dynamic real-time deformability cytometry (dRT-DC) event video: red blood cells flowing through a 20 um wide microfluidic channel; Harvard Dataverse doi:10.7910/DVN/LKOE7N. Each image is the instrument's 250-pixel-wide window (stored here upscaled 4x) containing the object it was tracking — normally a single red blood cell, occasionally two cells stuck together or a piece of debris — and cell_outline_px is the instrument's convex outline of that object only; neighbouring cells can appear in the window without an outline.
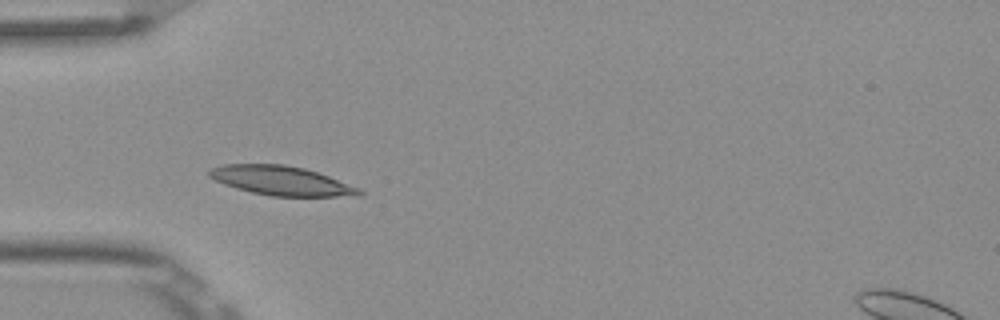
{"species": "Egyptian fruit bat (a non-hibernating species)", "species_latin": "Rousettus aegyptiacus", "temperature_condition": "room temperature", "stored_images_in_passage": 4, "camera_frame_rate_fps": 3000, "um_per_image_px": 0.085, "frame": {"image": 1, "passage_image": 4, "time_ms": 1.0, "image_size_px": [1000, 320], "cell_outline_px": [[364, 192], [360, 196], [272, 196], [252, 192], [236, 188], [224, 184], [208, 176], [208, 168], [224, 164], [284, 164], [304, 168], [328, 176], [360, 188]], "centroid_in_image_um": [23.9, 15.35], "position_along_channel_um": 61.1, "area_um2": 25.49}}